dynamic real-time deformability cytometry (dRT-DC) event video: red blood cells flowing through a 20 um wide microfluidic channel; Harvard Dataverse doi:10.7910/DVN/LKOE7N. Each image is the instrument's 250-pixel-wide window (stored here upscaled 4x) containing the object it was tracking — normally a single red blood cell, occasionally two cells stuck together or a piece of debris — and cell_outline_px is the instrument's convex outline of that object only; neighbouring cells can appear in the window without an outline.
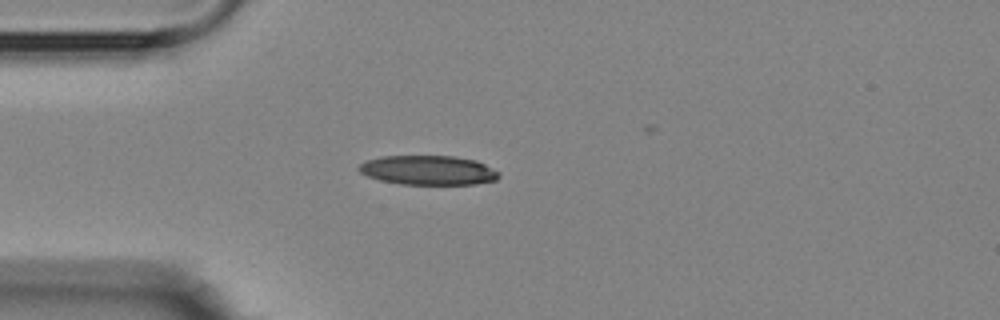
{"species": "Egyptian fruit bat (a non-hibernating species)", "species_latin": "Rousettus aegyptiacus", "temperature_condition": "room temperature", "stored_images_in_passage": 3, "camera_frame_rate_fps": 3000, "um_per_image_px": 0.085, "animal": {"sex": "female"}, "frame": {"image": 1, "passage_image": 1, "time_ms": 0.0, "image_size_px": [1000, 320], "cell_outline_px": [[500, 176], [496, 180], [476, 184], [400, 184], [380, 180], [368, 176], [360, 172], [356, 168], [360, 164], [368, 160], [380, 156], [456, 156], [476, 160], [500, 172]], "centroid_in_image_um": [36.41, 14.46], "position_along_channel_um": 48.6, "area_um2": 24.04}}
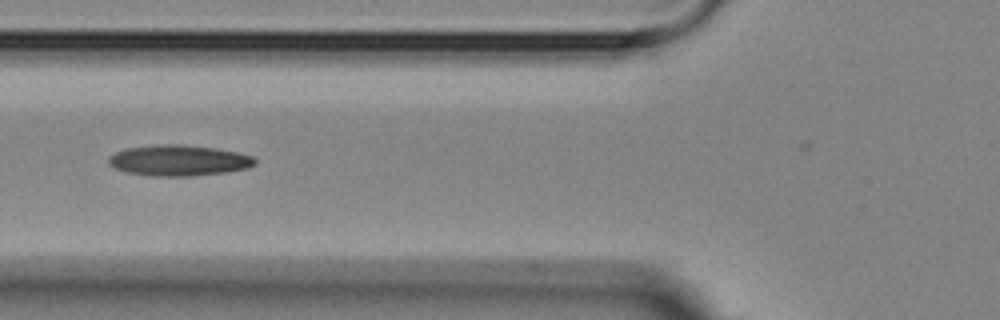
{"frame": {"image": 2, "passage_image": 3, "time_ms": 2.0, "image_size_px": [1000, 320], "cell_outline_px": [[256, 164], [248, 168], [224, 172], [192, 176], [152, 176], [128, 172], [116, 168], [108, 164], [108, 156], [124, 148], [164, 144], [180, 144], [216, 148], [236, 152], [252, 156], [256, 160]], "centroid_in_image_um": [15.18, 13.63], "position_along_channel_um": 110.6, "area_um2": 26.24}}